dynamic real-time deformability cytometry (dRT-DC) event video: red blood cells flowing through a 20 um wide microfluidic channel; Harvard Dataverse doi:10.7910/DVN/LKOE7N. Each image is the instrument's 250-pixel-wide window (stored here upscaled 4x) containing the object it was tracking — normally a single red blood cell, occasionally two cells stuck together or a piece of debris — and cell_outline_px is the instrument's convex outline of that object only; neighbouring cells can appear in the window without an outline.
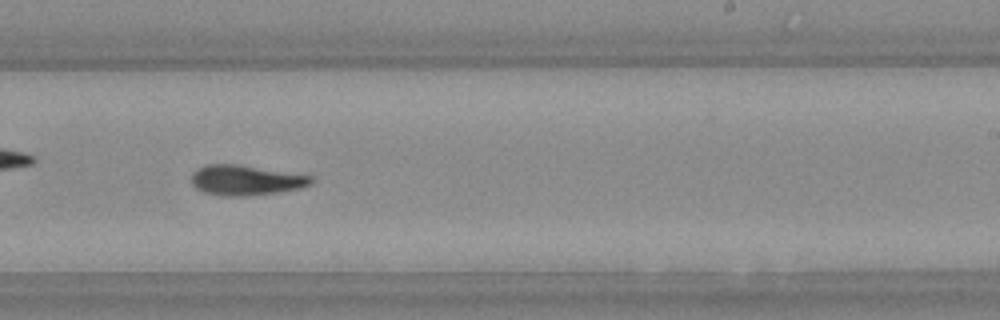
{"species": "Egyptian fruit bat (a non-hibernating species)", "species_latin": "Rousettus aegyptiacus", "temperature_condition": "warm", "stored_images_in_passage": 30, "camera_frame_rate_fps": 3000, "um_per_image_px": 0.085, "animal": {"sex": "female"}, "frame": {"image": 1, "passage_image": 24, "time_ms": 7.667, "image_size_px": [1000, 320], "cell_outline_px": [[312, 184], [300, 188], [280, 192], [248, 196], [220, 196], [204, 192], [196, 188], [192, 184], [192, 172], [208, 164], [236, 164], [312, 176]], "centroid_in_image_um": [20.88, 15.33], "position_along_channel_um": 268.1, "area_um2": 20.92}}